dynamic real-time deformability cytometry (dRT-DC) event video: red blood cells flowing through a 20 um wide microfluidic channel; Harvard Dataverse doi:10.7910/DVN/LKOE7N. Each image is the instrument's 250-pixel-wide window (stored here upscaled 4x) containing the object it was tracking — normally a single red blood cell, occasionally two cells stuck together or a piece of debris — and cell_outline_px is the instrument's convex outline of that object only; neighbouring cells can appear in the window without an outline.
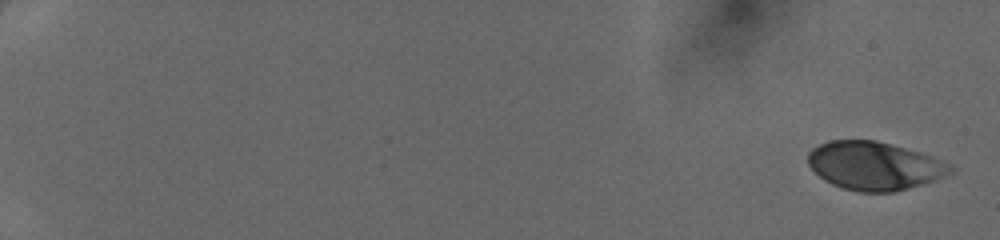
{"species": "human", "species_latin": "Homo sapiens", "temperature_condition": "cold", "stored_images_in_passage": 49, "camera_frame_rate_fps": 3000, "um_per_image_px": 0.085, "donor": {"sex": "female"}, "frame": {"image": 1, "passage_image": 1, "time_ms": 0.0, "image_size_px": [1000, 240], "cell_outline_px": [[956, 168], [952, 172], [936, 180], [896, 192], [860, 192], [840, 188], [824, 180], [808, 164], [808, 152], [812, 148], [828, 140], [876, 140], [920, 152], [932, 156], [952, 164]], "centroid_in_image_um": [74.35, 14.1], "position_along_channel_um": 10.7, "area_um2": 40.34}}
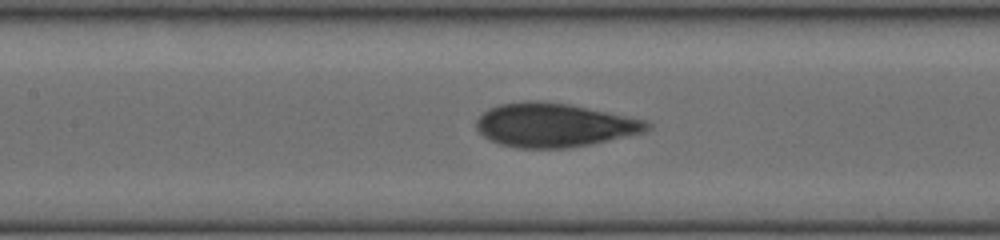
{"frame": {"image": 2, "passage_image": 26, "time_ms": 8.333, "image_size_px": [1000, 240], "cell_outline_px": [[652, 128], [648, 132], [592, 144], [568, 148], [516, 148], [500, 144], [484, 136], [476, 128], [476, 120], [488, 108], [500, 104], [524, 100], [540, 100], [568, 104], [648, 120], [652, 124]], "centroid_in_image_um": [47.16, 10.63], "position_along_channel_um": 160.2, "area_um2": 43.99}}
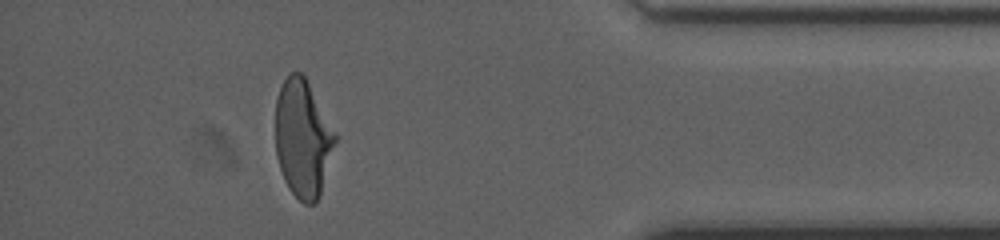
{"frame": {"image": 3, "passage_image": 45, "time_ms": 14.667, "image_size_px": [1000, 240], "cell_outline_px": [[336, 140], [320, 192], [316, 204], [304, 204], [288, 188], [284, 180], [276, 156], [276, 96], [284, 80], [292, 72], [300, 72], [304, 76], [336, 132]], "centroid_in_image_um": [25.72, 11.77], "position_along_channel_um": 409.5, "area_um2": 40.46}}